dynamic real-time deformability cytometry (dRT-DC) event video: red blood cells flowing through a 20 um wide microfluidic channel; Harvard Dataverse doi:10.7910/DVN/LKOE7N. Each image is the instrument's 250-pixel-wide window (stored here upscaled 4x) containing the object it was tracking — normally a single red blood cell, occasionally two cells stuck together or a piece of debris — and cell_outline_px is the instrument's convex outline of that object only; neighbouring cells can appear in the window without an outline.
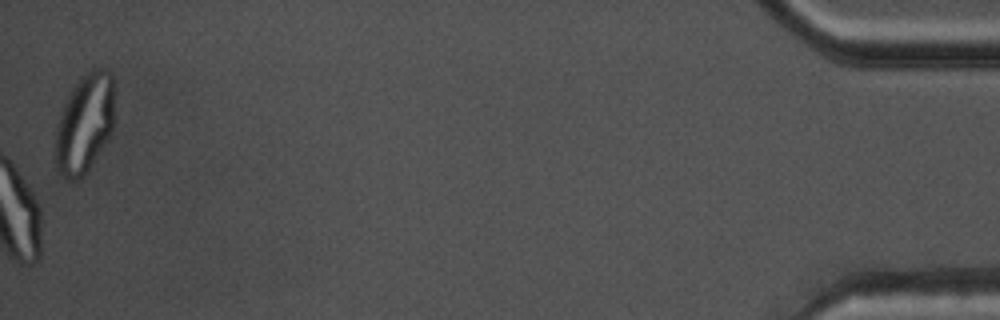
{"species": "common noctule bat (a hibernating species)", "species_latin": "Nyctalus noctula", "temperature_condition": "warm", "stored_images_in_passage": 55, "camera_frame_rate_fps": 3000, "um_per_image_px": 0.085, "animal": {"sex": "male", "body_mass_g": 17.5, "forearm_length_mm": 52.3}, "frame": {"image": 1, "passage_image": 55, "time_ms": 18.0, "image_size_px": [1000, 320], "cell_outline_px": [[112, 132], [80, 180], [68, 180], [56, 172], [52, 152], [56, 128], [64, 104], [72, 88], [84, 72], [92, 68], [108, 68], [112, 72]], "centroid_in_image_um": [7.12, 10.52], "position_along_channel_um": 428.1, "area_um2": 34.45}, "authors_computed_cell_mechanics": {"area_um2": 28.4376, "velocity_mm_per_s": 3.7821, "shape_relaxation_time_tau1_ms": null, "shape_relaxation_time_tau2_ms": 1.4531, "deformation_change_tau1": null, "deformation_change_tau2": 0.0669}}